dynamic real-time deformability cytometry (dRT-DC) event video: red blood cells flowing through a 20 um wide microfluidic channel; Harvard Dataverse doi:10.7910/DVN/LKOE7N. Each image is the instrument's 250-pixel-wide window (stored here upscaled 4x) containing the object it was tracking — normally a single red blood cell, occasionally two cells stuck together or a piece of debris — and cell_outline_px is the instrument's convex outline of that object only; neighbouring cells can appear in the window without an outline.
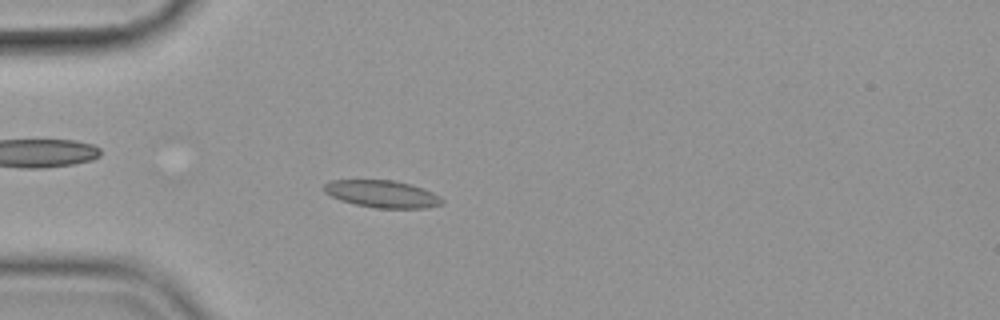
{"species": "common noctule bat (a hibernating species)", "species_latin": "Nyctalus noctula", "temperature_condition": "cold", "stored_images_in_passage": 48, "camera_frame_rate_fps": 3000, "um_per_image_px": 0.085, "animal": {"sex": "female", "body_mass_g": 19.9}, "frame": {"image": 1, "passage_image": 16, "time_ms": 5.0, "image_size_px": [1000, 320], "cell_outline_px": [[444, 204], [428, 208], [376, 208], [356, 204], [340, 200], [324, 192], [324, 184], [332, 180], [396, 180], [412, 184], [424, 188], [440, 196], [444, 200]], "centroid_in_image_um": [32.54, 16.48], "position_along_channel_um": 52.5, "area_um2": 18.9}}
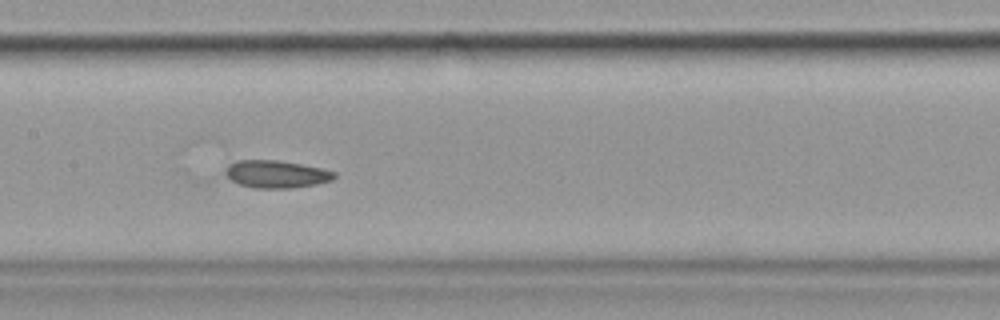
{"frame": {"image": 2, "passage_image": 28, "time_ms": 9.0, "image_size_px": [1000, 320], "cell_outline_px": [[336, 176], [332, 180], [316, 184], [292, 188], [256, 188], [240, 184], [232, 180], [224, 172], [228, 164], [236, 160], [276, 160], [300, 164], [320, 168], [336, 172]], "centroid_in_image_um": [23.48, 14.8], "position_along_channel_um": 183.9, "area_um2": 17.34}}
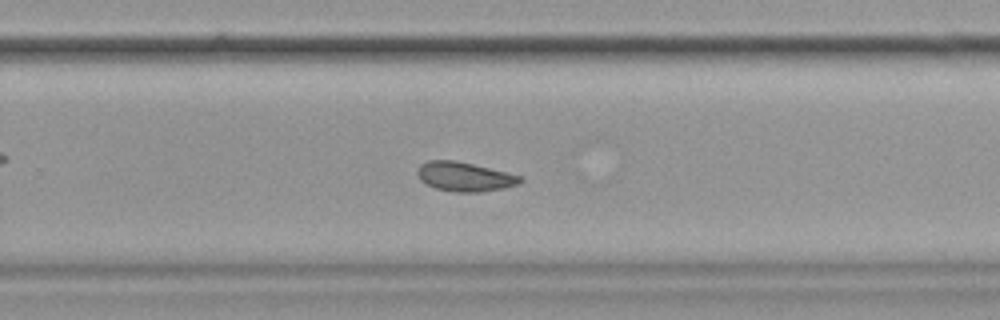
{"frame": {"image": 3, "passage_image": 37, "time_ms": 12.0, "image_size_px": [1000, 320], "cell_outline_px": [[524, 180], [516, 184], [504, 188], [480, 192], [456, 192], [436, 188], [424, 184], [420, 180], [416, 172], [420, 164], [428, 160], [456, 160], [524, 176]], "centroid_in_image_um": [39.48, 15.01], "position_along_channel_um": 290.3, "area_um2": 17.69}, "authors_computed_cell_mechanics": {"area_um2": 17.9469, "velocity_mm_per_s": 3.5604, "shape_relaxation_time_tau1_ms": null, "shape_relaxation_time_tau2_ms": 2.6861, "deformation_change_tau1": null, "deformation_change_tau2": 0.0789}}